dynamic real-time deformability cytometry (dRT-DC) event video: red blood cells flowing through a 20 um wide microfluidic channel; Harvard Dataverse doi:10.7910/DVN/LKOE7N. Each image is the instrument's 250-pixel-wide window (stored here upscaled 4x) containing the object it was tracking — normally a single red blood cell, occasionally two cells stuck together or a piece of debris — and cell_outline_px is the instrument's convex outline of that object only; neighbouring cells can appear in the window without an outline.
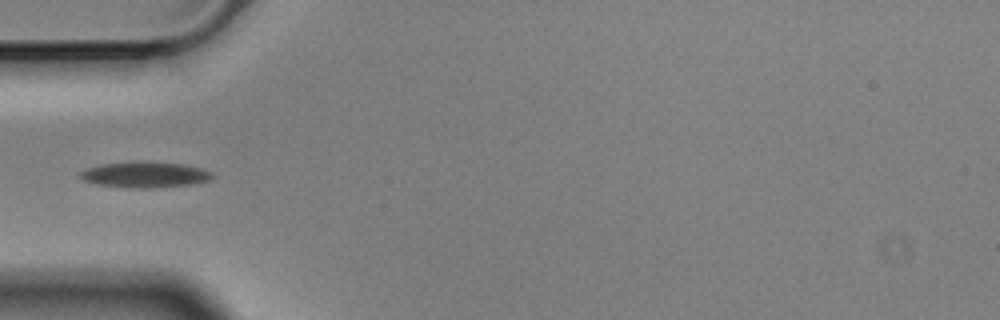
{"species": "Egyptian fruit bat (a non-hibernating species)", "species_latin": "Rousettus aegyptiacus", "temperature_condition": "cold", "stored_images_in_passage": 3, "camera_frame_rate_fps": 3000, "um_per_image_px": 0.085, "animal": {"sex": "male"}, "frame": {"image": 1, "passage_image": 2, "time_ms": 0.333, "image_size_px": [1000, 320], "cell_outline_px": [[212, 176], [208, 180], [192, 184], [152, 188], [132, 188], [96, 184], [84, 180], [80, 176], [80, 172], [88, 168], [100, 164], [184, 164], [200, 168], [212, 172]], "centroid_in_image_um": [12.32, 14.89], "position_along_channel_um": 72.7, "area_um2": 18.73}}
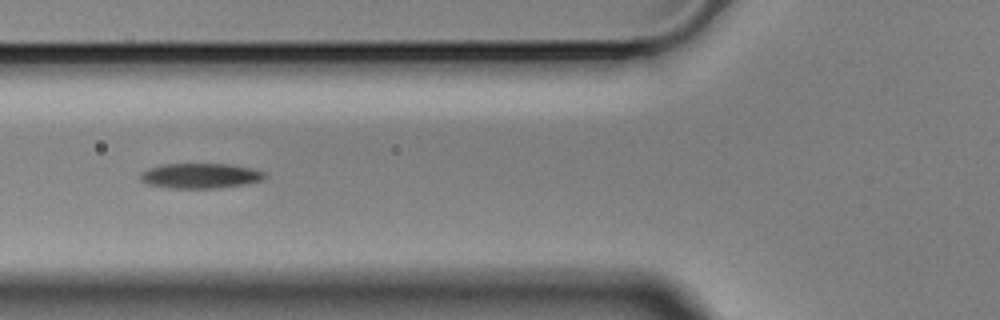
{"frame": {"image": 2, "passage_image": 3, "time_ms": 0.667, "image_size_px": [1000, 320], "cell_outline_px": [[268, 176], [260, 180], [244, 184], [216, 188], [168, 188], [148, 184], [140, 180], [140, 172], [148, 168], [160, 164], [232, 164], [252, 168], [264, 172]], "centroid_in_image_um": [16.99, 14.93], "position_along_channel_um": 108.8, "area_um2": 18.26}}